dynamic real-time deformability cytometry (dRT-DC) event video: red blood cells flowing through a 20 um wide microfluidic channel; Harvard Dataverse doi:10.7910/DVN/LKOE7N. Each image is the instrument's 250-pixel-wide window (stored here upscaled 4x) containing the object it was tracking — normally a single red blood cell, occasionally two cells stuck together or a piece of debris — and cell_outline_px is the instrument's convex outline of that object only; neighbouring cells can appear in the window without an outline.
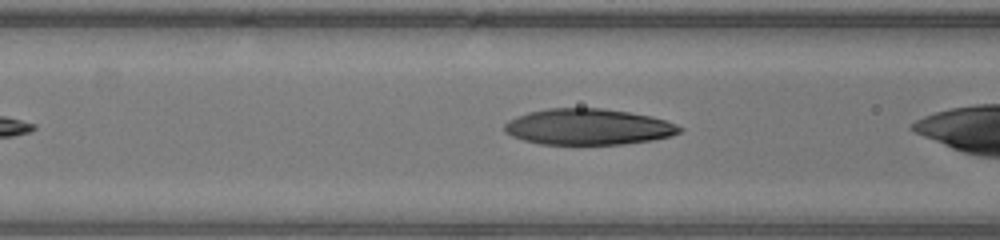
{"species": "human", "species_latin": "Homo sapiens", "temperature_condition": "warm", "stored_images_in_passage": 26, "camera_frame_rate_fps": 3000, "um_per_image_px": 0.085, "donor": {"sex": "male"}, "frame": {"image": 1, "passage_image": 8, "time_ms": 2.333, "image_size_px": [1000, 240], "cell_outline_px": [[684, 128], [680, 132], [672, 136], [652, 140], [624, 144], [540, 144], [524, 140], [512, 136], [504, 132], [504, 124], [508, 120], [516, 116], [528, 112], [548, 108], [600, 108], [628, 112], [652, 116], [676, 124]], "centroid_in_image_um": [49.99, 10.78], "position_along_channel_um": 116.6, "area_um2": 36.88}}
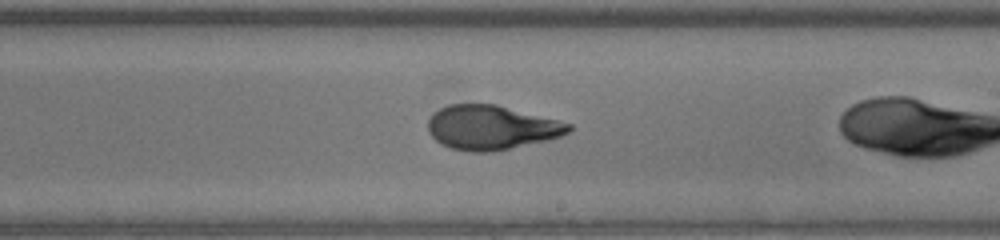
{"frame": {"image": 2, "passage_image": 17, "time_ms": 5.333, "image_size_px": [1000, 240], "cell_outline_px": [[572, 128], [568, 132], [560, 136], [548, 140], [492, 152], [468, 152], [452, 148], [440, 144], [428, 132], [428, 120], [440, 108], [448, 104], [496, 104], [572, 124]], "centroid_in_image_um": [41.75, 10.84], "position_along_channel_um": 247.3, "area_um2": 36.18}}
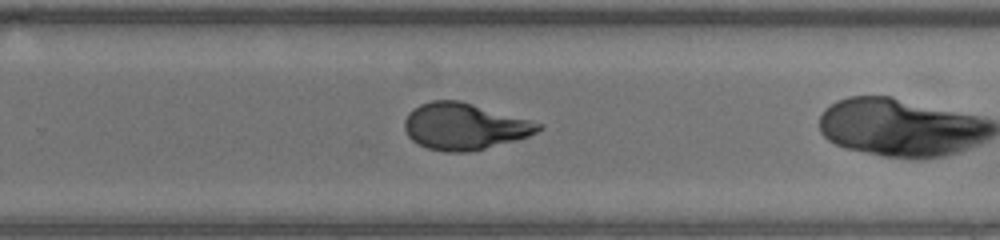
{"frame": {"image": 3, "passage_image": 20, "time_ms": 6.333, "image_size_px": [1000, 240], "cell_outline_px": [[544, 128], [528, 136], [516, 140], [468, 152], [444, 152], [428, 148], [412, 140], [408, 136], [404, 128], [404, 120], [408, 112], [412, 108], [420, 104], [432, 100], [460, 100], [544, 124]], "centroid_in_image_um": [39.45, 10.73], "position_along_channel_um": 290.3, "area_um2": 36.3}}